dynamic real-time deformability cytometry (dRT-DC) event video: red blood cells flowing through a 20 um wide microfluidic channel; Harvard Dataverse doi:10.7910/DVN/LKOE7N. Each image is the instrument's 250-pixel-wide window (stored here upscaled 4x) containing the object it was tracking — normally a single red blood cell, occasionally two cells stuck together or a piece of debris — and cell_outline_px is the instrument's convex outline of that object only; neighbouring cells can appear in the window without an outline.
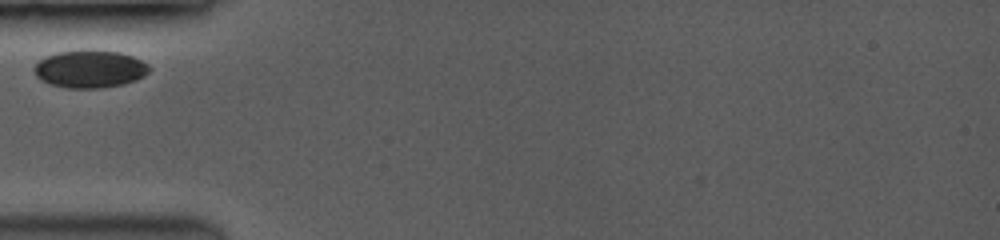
{"species": "common noctule bat (a hibernating species)", "species_latin": "Nyctalus noctula", "temperature_condition": "room temperature", "stored_images_in_passage": 3, "camera_frame_rate_fps": 3500, "um_per_image_px": 0.085, "animal": {"sex": "female", "body_mass_g": 19.0, "forearm_length_mm": 53.3}, "frame": {"image": 1, "passage_image": 1, "time_ms": 0.0, "image_size_px": [1000, 240], "cell_outline_px": [[152, 68], [144, 76], [136, 80], [124, 84], [100, 88], [68, 88], [52, 84], [40, 80], [36, 76], [36, 64], [44, 56], [60, 52], [120, 52], [132, 56], [148, 64]], "centroid_in_image_um": [7.68, 5.9], "position_along_channel_um": 77.3, "area_um2": 24.57}}